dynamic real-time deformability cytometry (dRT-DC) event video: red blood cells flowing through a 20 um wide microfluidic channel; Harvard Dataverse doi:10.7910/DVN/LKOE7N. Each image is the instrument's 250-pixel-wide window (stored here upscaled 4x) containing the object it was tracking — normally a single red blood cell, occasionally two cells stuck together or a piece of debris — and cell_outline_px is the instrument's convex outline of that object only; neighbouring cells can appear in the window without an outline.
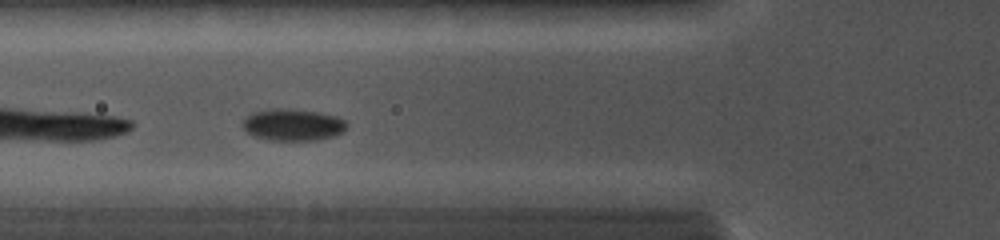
{"species": "common noctule bat (a hibernating species)", "species_latin": "Nyctalus noctula", "temperature_condition": "cold", "stored_images_in_passage": 34, "camera_frame_rate_fps": 5000, "um_per_image_px": 0.085, "animal": {"sex": "female", "body_mass_g": 19.0, "forearm_length_mm": 56.7}, "frame": {"image": 1, "passage_image": 6, "time_ms": 1.0, "image_size_px": [1000, 240], "cell_outline_px": [[348, 124], [340, 132], [332, 136], [320, 140], [268, 140], [256, 136], [248, 132], [240, 124], [244, 116], [252, 112], [268, 108], [284, 108], [320, 112], [336, 116], [344, 120]], "centroid_in_image_um": [24.83, 10.58], "position_along_channel_um": 101.0, "area_um2": 19.42}}
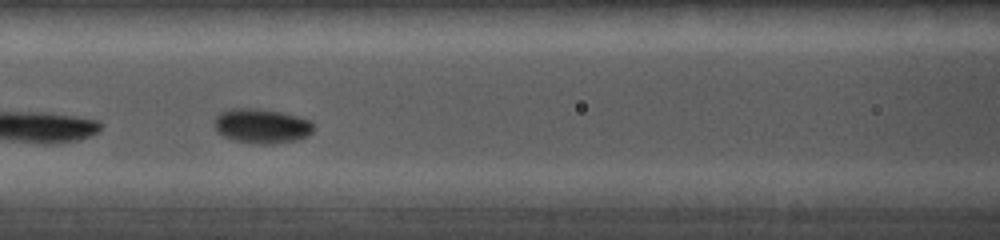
{"frame": {"image": 2, "passage_image": 11, "time_ms": 2.0, "image_size_px": [1000, 240], "cell_outline_px": [[312, 132], [308, 136], [296, 140], [272, 144], [260, 144], [232, 140], [216, 132], [212, 120], [224, 108], [260, 108], [280, 112], [312, 120]], "centroid_in_image_um": [22.18, 10.69], "position_along_channel_um": 144.4, "area_um2": 20.35}}